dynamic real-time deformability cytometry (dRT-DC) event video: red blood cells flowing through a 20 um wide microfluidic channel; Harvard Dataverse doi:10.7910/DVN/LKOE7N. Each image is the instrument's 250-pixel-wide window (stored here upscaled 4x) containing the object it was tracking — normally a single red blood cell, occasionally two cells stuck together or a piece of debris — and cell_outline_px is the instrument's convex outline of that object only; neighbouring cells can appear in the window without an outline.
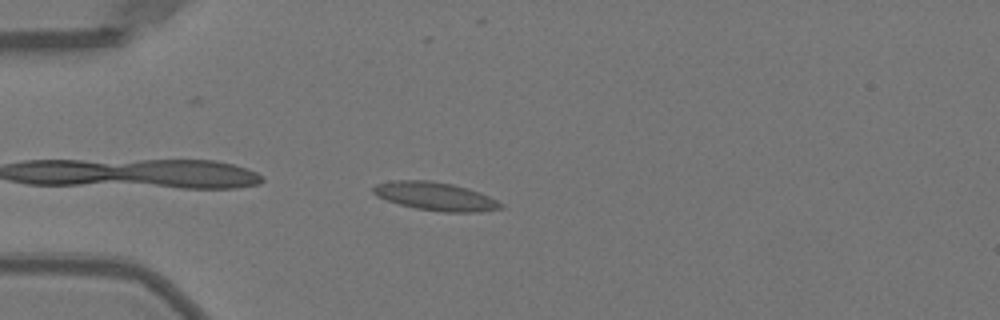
{"species": "Egyptian fruit bat (a non-hibernating species)", "species_latin": "Rousettus aegyptiacus", "temperature_condition": "warm", "stored_images_in_passage": 33, "camera_frame_rate_fps": 3000, "um_per_image_px": 0.085, "animal": {"sex": "female"}, "frame": {"image": 1, "passage_image": 2, "time_ms": 0.333, "image_size_px": [1000, 320], "cell_outline_px": [[504, 208], [480, 212], [444, 212], [416, 208], [400, 204], [376, 196], [372, 192], [372, 188], [376, 184], [396, 180], [428, 180], [452, 184], [468, 188], [480, 192], [504, 204]], "centroid_in_image_um": [37.03, 16.69], "position_along_channel_um": 48.0, "area_um2": 20.98}}
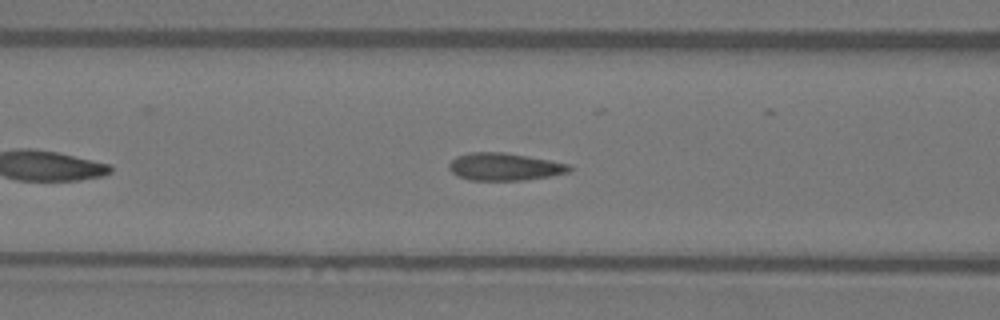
{"frame": {"image": 2, "passage_image": 9, "time_ms": 2.667, "image_size_px": [1000, 320], "cell_outline_px": [[572, 168], [568, 172], [552, 176], [524, 180], [468, 180], [456, 176], [448, 168], [448, 164], [456, 156], [468, 152], [504, 152], [548, 160], [568, 164]], "centroid_in_image_um": [42.83, 14.18], "position_along_channel_um": 123.8, "area_um2": 19.31}}
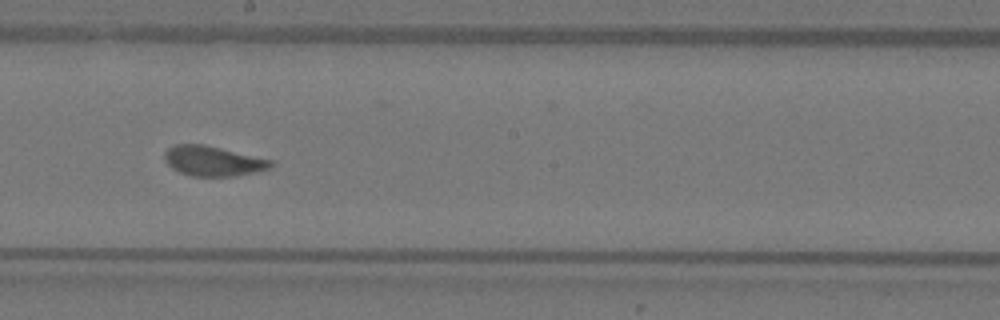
{"frame": {"image": 3, "passage_image": 17, "time_ms": 5.333, "image_size_px": [1000, 320], "cell_outline_px": [[276, 164], [272, 168], [236, 176], [192, 176], [180, 172], [172, 168], [164, 160], [164, 152], [168, 148], [176, 144], [204, 144], [272, 160]], "centroid_in_image_um": [18.12, 13.69], "position_along_channel_um": 230.1, "area_um2": 18.61}, "authors_computed_cell_mechanics": {"area_um2": 18.9006, "velocity_mm_per_s": 4.0031, "shape_relaxation_time_tau1_ms": 4.7591, "shape_relaxation_time_tau2_ms": null, "deformation_change_tau1": 0.1643, "deformation_change_tau2": null}}